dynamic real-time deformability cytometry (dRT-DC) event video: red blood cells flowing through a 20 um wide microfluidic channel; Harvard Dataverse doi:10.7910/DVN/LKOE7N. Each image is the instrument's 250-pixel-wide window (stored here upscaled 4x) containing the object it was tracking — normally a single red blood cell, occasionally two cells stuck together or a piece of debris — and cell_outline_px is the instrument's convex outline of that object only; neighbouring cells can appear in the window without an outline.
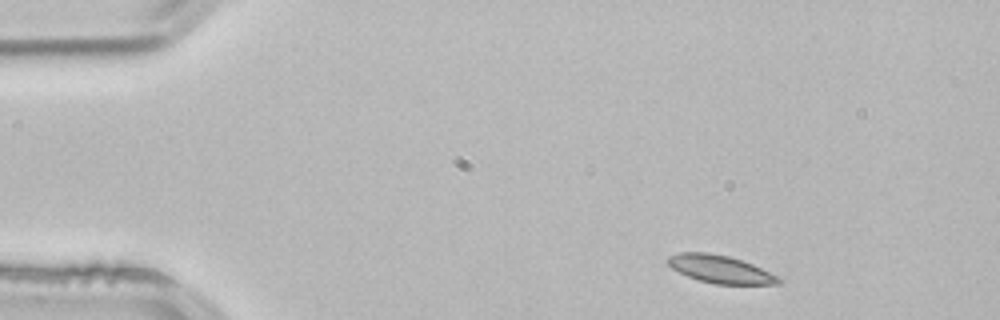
{"species": "common noctule bat (a hibernating species)", "species_latin": "Nyctalus noctula", "temperature_condition": "room temperature", "stored_images_in_passage": 4, "camera_frame_rate_fps": 3000, "um_per_image_px": 0.085, "animal": {"sex": "male", "body_mass_g": 21.5, "forearm_length_mm": 52.0}, "frame": {"image": 1, "passage_image": 4, "time_ms": 1.0, "image_size_px": [1000, 320], "cell_outline_px": [[784, 280], [780, 284], [716, 284], [700, 280], [688, 276], [672, 268], [664, 260], [668, 256], [680, 252], [708, 252], [728, 256], [752, 264]], "centroid_in_image_um": [61.18, 22.87], "position_along_channel_um": 23.8, "area_um2": 17.74}}